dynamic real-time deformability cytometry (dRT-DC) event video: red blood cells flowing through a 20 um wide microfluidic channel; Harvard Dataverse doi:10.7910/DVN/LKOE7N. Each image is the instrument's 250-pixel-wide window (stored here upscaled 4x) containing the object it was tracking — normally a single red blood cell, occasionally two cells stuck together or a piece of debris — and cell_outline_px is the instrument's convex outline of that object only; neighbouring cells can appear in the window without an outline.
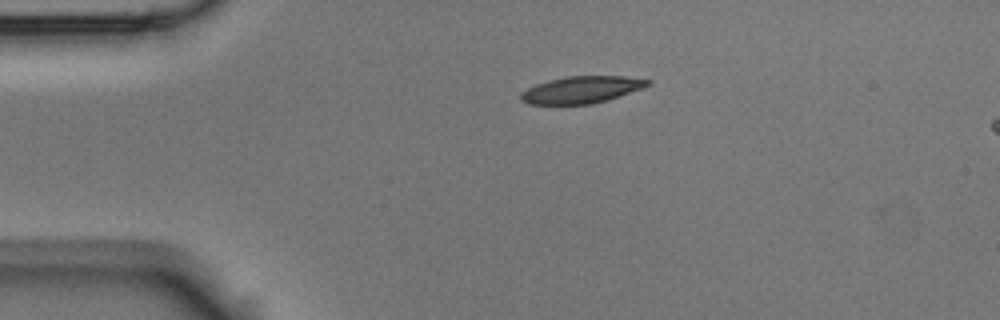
{"species": "Egyptian fruit bat (a non-hibernating species)", "species_latin": "Rousettus aegyptiacus", "temperature_condition": "room temperature", "stored_images_in_passage": 3, "segment_of_instrument_passage": [1, 2], "camera_frame_rate_fps": 3000, "um_per_image_px": 0.085, "animal": {"sex": "male"}, "frame": {"image": 1, "passage_image": 1, "time_ms": 0.0, "image_size_px": [1000, 320], "cell_outline_px": [[652, 84], [608, 100], [592, 104], [528, 104], [520, 100], [520, 92], [536, 84], [548, 80], [568, 76], [624, 76], [652, 80]], "centroid_in_image_um": [49.42, 7.62], "position_along_channel_um": 35.6, "area_um2": 19.94}}